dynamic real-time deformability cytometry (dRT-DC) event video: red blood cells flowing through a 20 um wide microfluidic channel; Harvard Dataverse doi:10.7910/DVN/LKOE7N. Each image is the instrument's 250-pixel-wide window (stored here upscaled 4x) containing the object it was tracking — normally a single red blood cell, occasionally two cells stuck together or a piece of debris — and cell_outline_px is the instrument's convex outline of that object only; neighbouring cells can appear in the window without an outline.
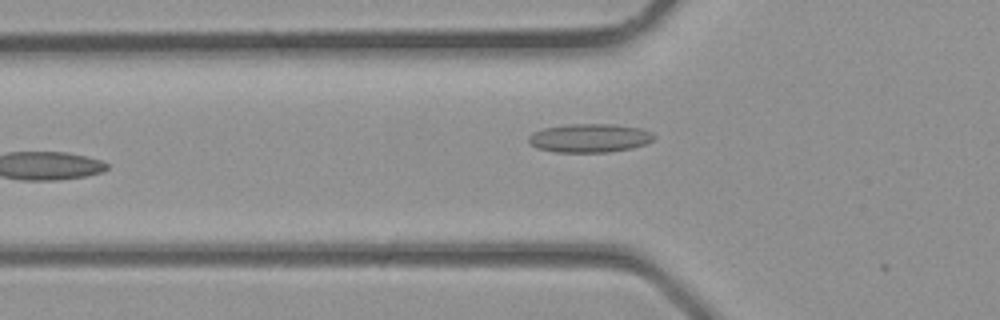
{"species": "common noctule bat (a hibernating species)", "species_latin": "Nyctalus noctula", "temperature_condition": "room temperature", "stored_images_in_passage": 4, "camera_frame_rate_fps": 3000, "um_per_image_px": 0.085, "animal": {"sex": "male", "body_mass_g": 23.1, "forearm_length_mm": 52.7}, "frame": {"image": 1, "passage_image": 4, "time_ms": 1.0, "image_size_px": [1000, 320], "cell_outline_px": [[656, 136], [652, 140], [644, 144], [632, 148], [608, 152], [556, 152], [536, 148], [528, 140], [528, 136], [544, 128], [572, 124], [612, 124], [640, 128], [652, 132]], "centroid_in_image_um": [50.14, 11.74], "position_along_channel_um": 75.7, "area_um2": 20.75}}